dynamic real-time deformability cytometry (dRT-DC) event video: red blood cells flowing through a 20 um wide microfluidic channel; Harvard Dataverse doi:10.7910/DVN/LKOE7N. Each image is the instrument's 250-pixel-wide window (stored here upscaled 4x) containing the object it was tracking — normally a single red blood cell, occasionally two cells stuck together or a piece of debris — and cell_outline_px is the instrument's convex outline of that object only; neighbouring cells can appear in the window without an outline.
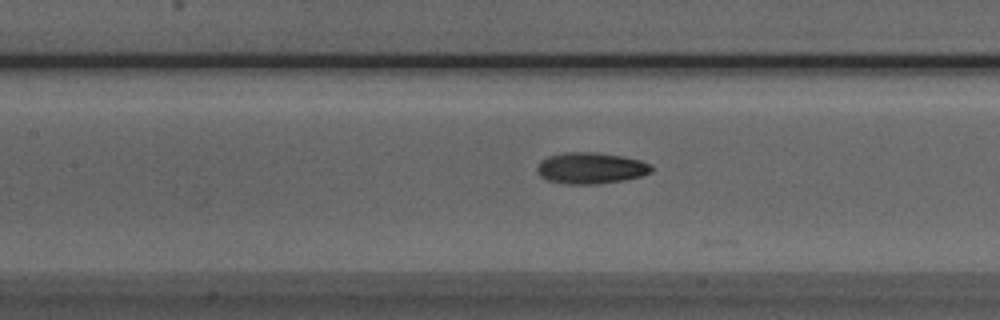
{"species": "Egyptian fruit bat (a non-hibernating species)", "species_latin": "Rousettus aegyptiacus", "temperature_condition": "room temperature", "stored_images_in_passage": 28, "camera_frame_rate_fps": 3000, "um_per_image_px": 0.085, "animal": {"sex": "male"}, "frame": {"image": 1, "passage_image": 7, "time_ms": 2.0, "image_size_px": [1000, 320], "cell_outline_px": [[652, 172], [640, 176], [624, 180], [600, 184], [564, 184], [548, 180], [540, 176], [536, 172], [536, 168], [540, 160], [548, 156], [564, 152], [596, 152], [624, 156], [640, 160], [648, 164], [652, 168]], "centroid_in_image_um": [50.18, 14.29], "position_along_channel_um": 157.2, "area_um2": 21.04}}
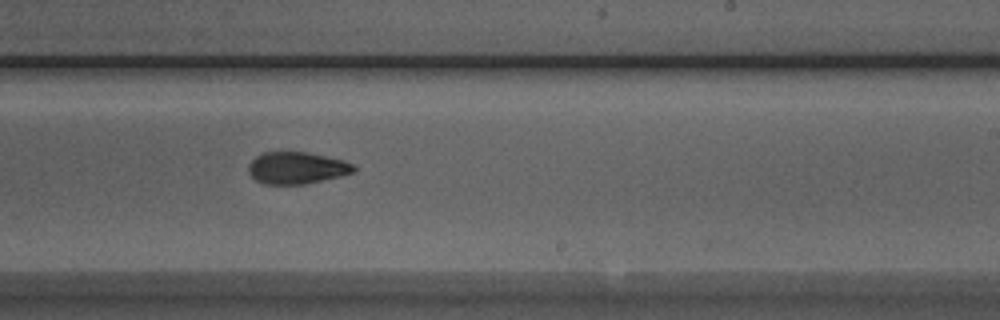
{"frame": {"image": 2, "passage_image": 15, "time_ms": 4.667, "image_size_px": [1000, 320], "cell_outline_px": [[356, 172], [340, 176], [304, 184], [264, 184], [256, 180], [248, 172], [248, 164], [256, 156], [264, 152], [308, 152], [344, 160], [352, 164], [356, 168]], "centroid_in_image_um": [25.22, 14.27], "position_along_channel_um": 263.8, "area_um2": 19.59}}
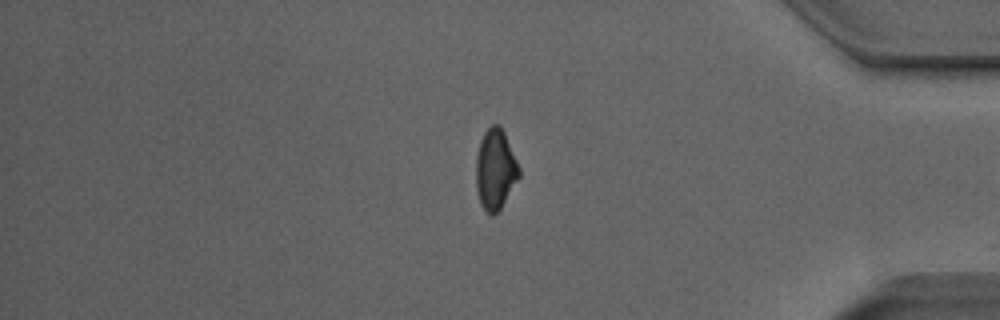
{"frame": {"image": 3, "passage_image": 27, "time_ms": 8.667, "image_size_px": [1000, 320], "cell_outline_px": [[520, 176], [500, 208], [492, 216], [480, 204], [476, 188], [476, 156], [480, 140], [484, 132], [492, 124], [500, 124], [504, 132], [520, 168]], "centroid_in_image_um": [42.09, 14.37], "position_along_channel_um": 393.1, "area_um2": 20.06}}